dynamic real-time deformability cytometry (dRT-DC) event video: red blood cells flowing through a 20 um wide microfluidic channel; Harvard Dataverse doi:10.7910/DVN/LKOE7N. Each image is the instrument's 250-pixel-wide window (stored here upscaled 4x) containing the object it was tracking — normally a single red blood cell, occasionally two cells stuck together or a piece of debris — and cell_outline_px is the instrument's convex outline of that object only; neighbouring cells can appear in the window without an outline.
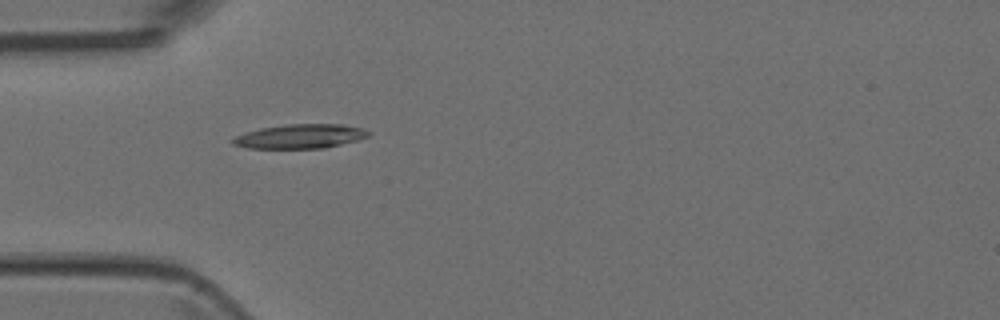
{"species": "Egyptian fruit bat (a non-hibernating species)", "species_latin": "Rousettus aegyptiacus", "temperature_condition": "room temperature", "stored_images_in_passage": 3, "camera_frame_rate_fps": 3000, "um_per_image_px": 0.085, "animal": {"sex": "female"}, "frame": {"image": 1, "passage_image": 2, "time_ms": 1.333, "image_size_px": [1000, 320], "cell_outline_px": [[372, 132], [368, 136], [356, 140], [324, 148], [248, 148], [232, 144], [232, 140], [236, 136], [244, 132], [260, 128], [288, 124], [340, 124], [360, 128]], "centroid_in_image_um": [25.48, 11.58], "position_along_channel_um": 59.5, "area_um2": 18.96}}
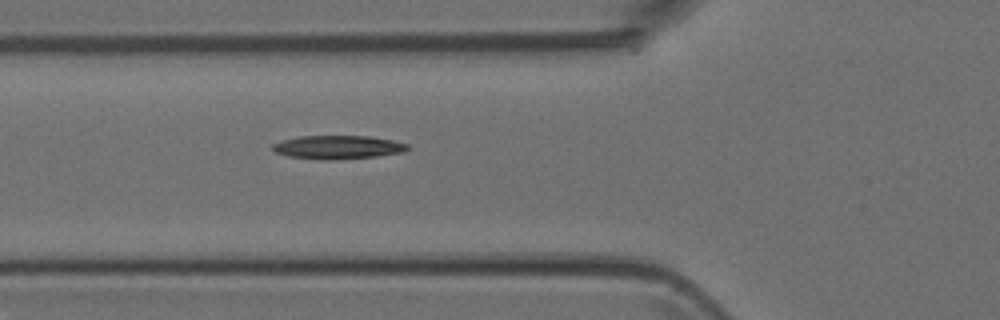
{"frame": {"image": 2, "passage_image": 3, "time_ms": 2.333, "image_size_px": [1000, 320], "cell_outline_px": [[412, 148], [404, 152], [376, 156], [328, 160], [324, 160], [288, 156], [276, 152], [272, 148], [272, 144], [284, 140], [300, 136], [368, 136], [392, 140], [408, 144]], "centroid_in_image_um": [28.76, 12.51], "position_along_channel_um": 97.0, "area_um2": 18.38}}